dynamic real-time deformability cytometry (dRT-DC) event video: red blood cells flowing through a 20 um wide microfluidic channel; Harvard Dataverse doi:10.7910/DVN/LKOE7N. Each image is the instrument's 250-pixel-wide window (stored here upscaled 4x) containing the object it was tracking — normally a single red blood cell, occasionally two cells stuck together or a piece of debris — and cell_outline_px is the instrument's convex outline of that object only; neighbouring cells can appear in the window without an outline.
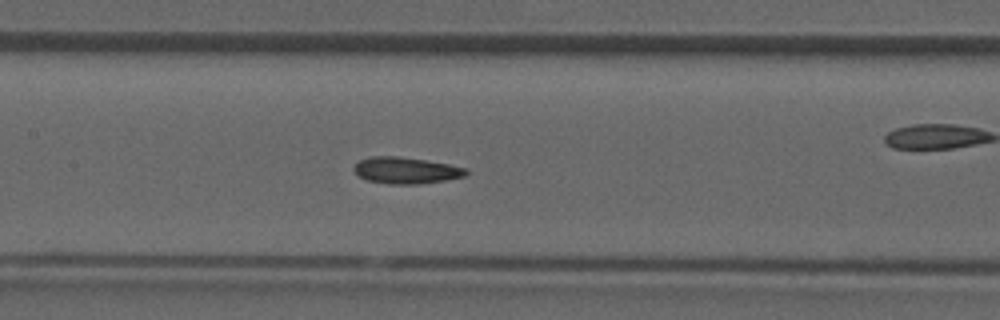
{"species": "common noctule bat (a hibernating species)", "species_latin": "Nyctalus noctula", "temperature_condition": "room temperature", "stored_images_in_passage": 36, "camera_frame_rate_fps": 3000, "um_per_image_px": 0.085, "animal": {"sex": "male", "forearm_length_mm": 52.5}, "frame": {"image": 1, "passage_image": 11, "time_ms": 3.333, "image_size_px": [1000, 320], "cell_outline_px": [[468, 172], [464, 176], [444, 180], [416, 184], [388, 184], [368, 180], [360, 176], [352, 168], [360, 160], [372, 156], [400, 156], [448, 164], [468, 168]], "centroid_in_image_um": [34.51, 14.48], "position_along_channel_um": 172.9, "area_um2": 17.11}}